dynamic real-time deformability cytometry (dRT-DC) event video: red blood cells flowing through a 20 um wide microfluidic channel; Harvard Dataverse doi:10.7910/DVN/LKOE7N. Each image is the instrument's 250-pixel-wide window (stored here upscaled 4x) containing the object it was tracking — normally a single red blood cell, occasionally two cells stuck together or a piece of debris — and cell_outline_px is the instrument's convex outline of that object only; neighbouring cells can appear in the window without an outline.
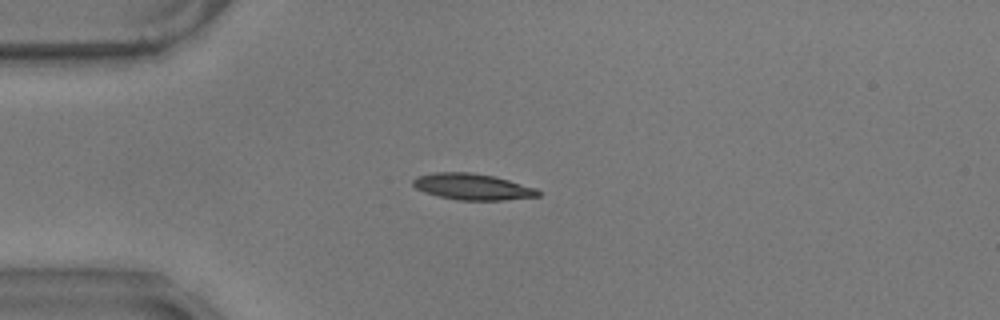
{"species": "common noctule bat (a hibernating species)", "species_latin": "Nyctalus noctula", "temperature_condition": "warm", "stored_images_in_passage": 44, "camera_frame_rate_fps": 3000, "um_per_image_px": 0.085, "animal": {"sex": "male", "body_mass_g": 17.9}, "frame": {"image": 1, "passage_image": 1, "time_ms": 0.0, "image_size_px": [1000, 320], "cell_outline_px": [[540, 196], [504, 200], [456, 200], [424, 192], [416, 188], [412, 184], [412, 180], [416, 176], [432, 172], [472, 172], [492, 176], [508, 180], [536, 188], [540, 192]], "centroid_in_image_um": [40.12, 15.87], "position_along_channel_um": 44.9, "area_um2": 19.13}}
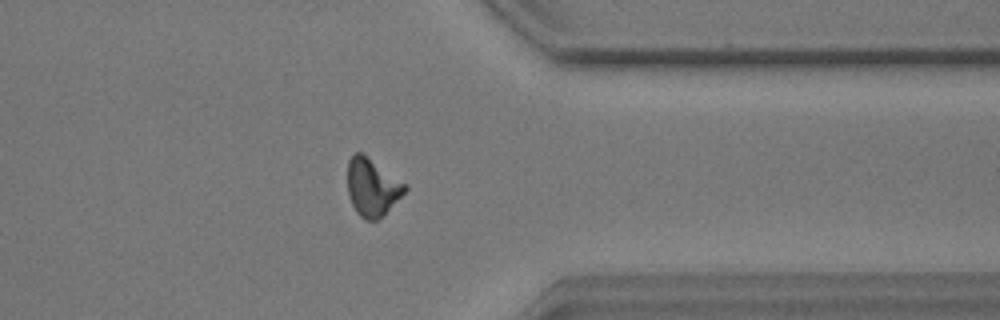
{"frame": {"image": 2, "passage_image": 32, "time_ms": 10.333, "image_size_px": [1000, 320], "cell_outline_px": [[408, 188], [384, 216], [376, 220], [364, 220], [356, 212], [348, 196], [348, 160], [356, 152], [360, 152], [408, 184]], "centroid_in_image_um": [31.65, 15.94], "position_along_channel_um": 379.7, "area_um2": 19.31}}
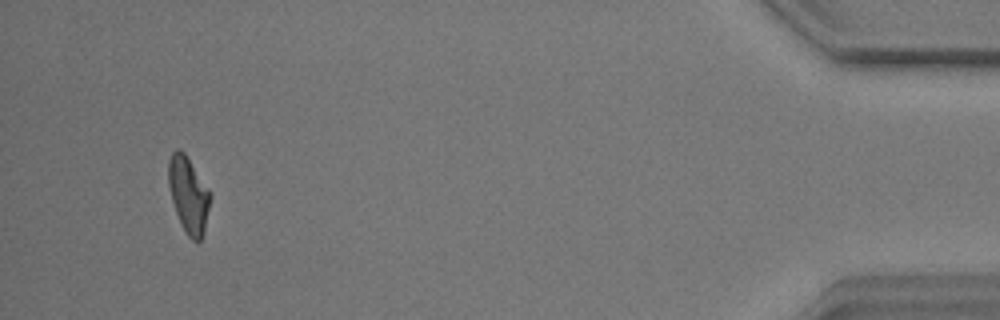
{"frame": {"image": 3, "passage_image": 41, "time_ms": 13.333, "image_size_px": [1000, 320], "cell_outline_px": [[212, 196], [204, 232], [200, 240], [192, 240], [188, 236], [176, 212], [172, 200], [168, 184], [168, 160], [172, 152], [176, 148], [180, 148], [184, 152], [208, 188]], "centroid_in_image_um": [16.02, 16.52], "position_along_channel_um": 419.2, "area_um2": 18.38}, "authors_computed_cell_mechanics": {"area_um2": 19.0451, "velocity_mm_per_s": 3.499, "shape_relaxation_time_tau1_ms": 5.0745, "shape_relaxation_time_tau2_ms": 3.3497, "deformation_change_tau1": 0.1811, "deformation_change_tau2": 0.0997}}